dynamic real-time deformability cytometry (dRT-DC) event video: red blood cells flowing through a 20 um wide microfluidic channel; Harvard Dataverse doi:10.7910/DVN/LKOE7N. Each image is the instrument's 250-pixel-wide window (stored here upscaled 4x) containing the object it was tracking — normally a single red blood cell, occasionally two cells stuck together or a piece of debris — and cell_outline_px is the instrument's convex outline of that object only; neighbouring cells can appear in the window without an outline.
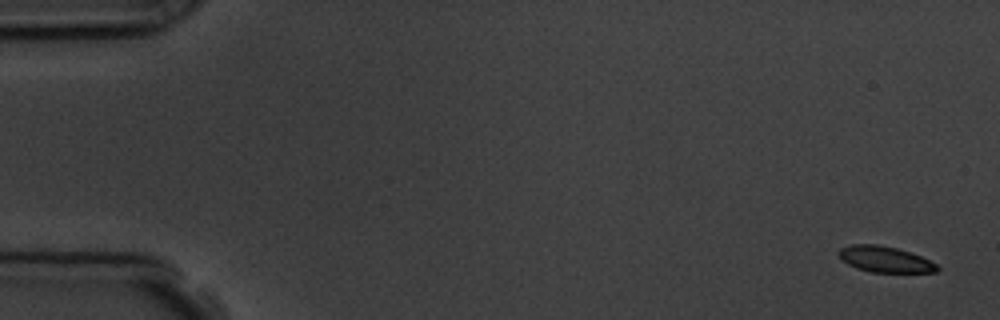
{"species": "common noctule bat (a hibernating species)", "species_latin": "Nyctalus noctula", "temperature_condition": "room temperature", "stored_images_in_passage": 5, "camera_frame_rate_fps": 3000, "um_per_image_px": 0.085, "animal": {"sex": "male", "body_mass_g": 19.5, "forearm_length_mm": 54.6}, "frame": {"image": 1, "passage_image": 1, "time_ms": 0.0, "image_size_px": [1000, 320], "cell_outline_px": [[940, 268], [936, 272], [872, 272], [856, 268], [848, 264], [836, 252], [840, 248], [852, 244], [880, 244], [896, 248], [920, 256], [936, 264]], "centroid_in_image_um": [75.2, 22.03], "position_along_channel_um": 9.8, "area_um2": 14.74}}